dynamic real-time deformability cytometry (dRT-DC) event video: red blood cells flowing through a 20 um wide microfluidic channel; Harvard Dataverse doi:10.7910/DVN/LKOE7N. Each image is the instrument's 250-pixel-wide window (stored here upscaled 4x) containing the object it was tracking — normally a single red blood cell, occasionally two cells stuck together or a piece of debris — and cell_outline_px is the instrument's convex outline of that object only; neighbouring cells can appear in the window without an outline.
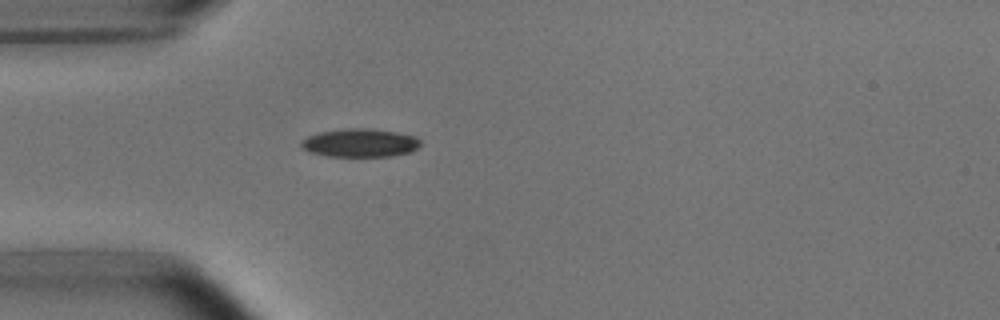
{"species": "common noctule bat (a hibernating species)", "species_latin": "Nyctalus noctula", "temperature_condition": "room temperature", "stored_images_in_passage": 39, "camera_frame_rate_fps": 3000, "um_per_image_px": 0.085, "animal": {"sex": "male", "body_mass_g": 15.6}, "frame": {"image": 1, "passage_image": 1, "time_ms": 0.0, "image_size_px": [1000, 320], "cell_outline_px": [[420, 144], [412, 152], [392, 156], [324, 156], [308, 152], [300, 144], [308, 136], [320, 132], [344, 128], [372, 128], [396, 132], [416, 136], [420, 140]], "centroid_in_image_um": [30.62, 12.14], "position_along_channel_um": 54.4, "area_um2": 19.77}}
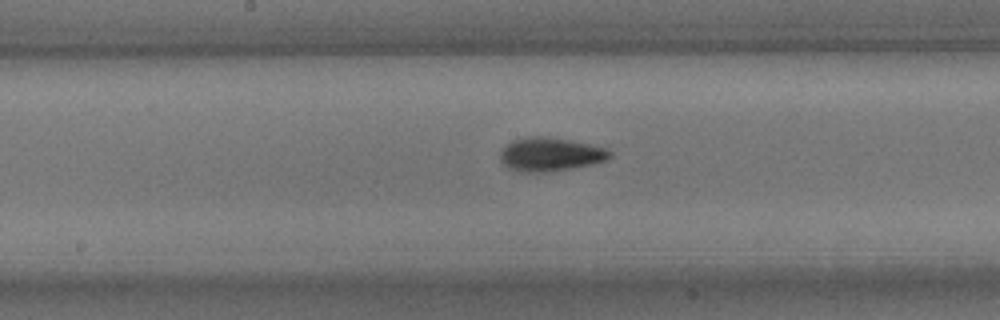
{"frame": {"image": 2, "passage_image": 13, "time_ms": 4.0, "image_size_px": [1000, 320], "cell_outline_px": [[612, 156], [608, 160], [592, 164], [572, 168], [548, 172], [520, 172], [508, 168], [500, 160], [500, 152], [512, 140], [524, 136], [544, 136], [592, 144], [608, 148], [612, 152]], "centroid_in_image_um": [46.8, 13.12], "position_along_channel_um": 201.4, "area_um2": 21.73}}
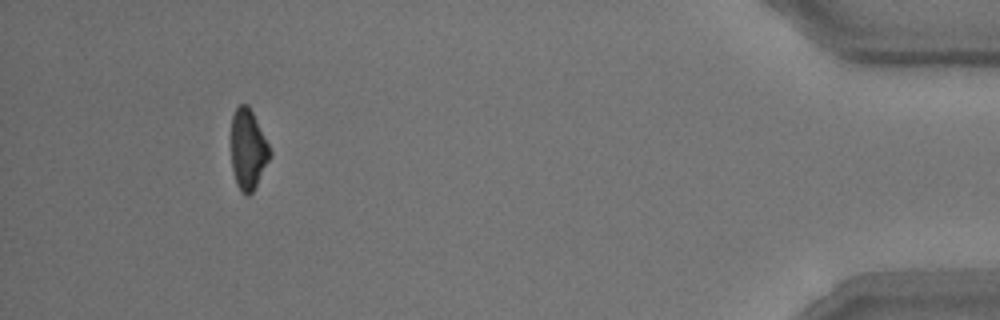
{"frame": {"image": 3, "passage_image": 35, "time_ms": 11.333, "image_size_px": [1000, 320], "cell_outline_px": [[272, 152], [252, 192], [248, 196], [244, 196], [240, 192], [236, 184], [232, 168], [232, 116], [236, 108], [240, 104], [248, 104]], "centroid_in_image_um": [21.06, 12.72], "position_along_channel_um": 414.1, "area_um2": 17.74}, "authors_computed_cell_mechanics": {"area_um2": 19.7676, "velocity_mm_per_s": 3.7914, "shape_relaxation_time_tau1_ms": 3.7144, "shape_relaxation_time_tau2_ms": 3.7412, "deformation_change_tau1": 0.1348, "deformation_change_tau2": 0.0961}}